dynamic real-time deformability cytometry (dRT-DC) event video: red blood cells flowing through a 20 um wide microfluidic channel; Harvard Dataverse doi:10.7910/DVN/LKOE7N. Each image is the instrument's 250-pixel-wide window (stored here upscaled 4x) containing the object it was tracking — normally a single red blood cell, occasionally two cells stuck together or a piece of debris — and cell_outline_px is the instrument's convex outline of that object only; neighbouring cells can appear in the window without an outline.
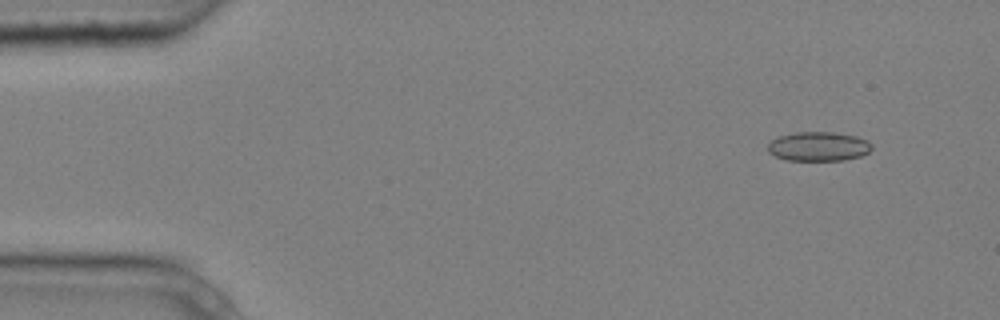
{"species": "common noctule bat (a hibernating species)", "species_latin": "Nyctalus noctula", "temperature_condition": "cold", "stored_images_in_passage": 5, "camera_frame_rate_fps": 3000, "um_per_image_px": 0.085, "animal": {"sex": "male", "body_mass_g": 20.4}, "frame": {"image": 1, "passage_image": 1, "time_ms": 0.0, "image_size_px": [1000, 320], "cell_outline_px": [[872, 148], [868, 152], [860, 156], [844, 160], [788, 160], [776, 156], [768, 152], [768, 144], [776, 136], [796, 132], [832, 132], [856, 136], [868, 140], [872, 144]], "centroid_in_image_um": [69.57, 12.44], "position_along_channel_um": 15.4, "area_um2": 17.74}}
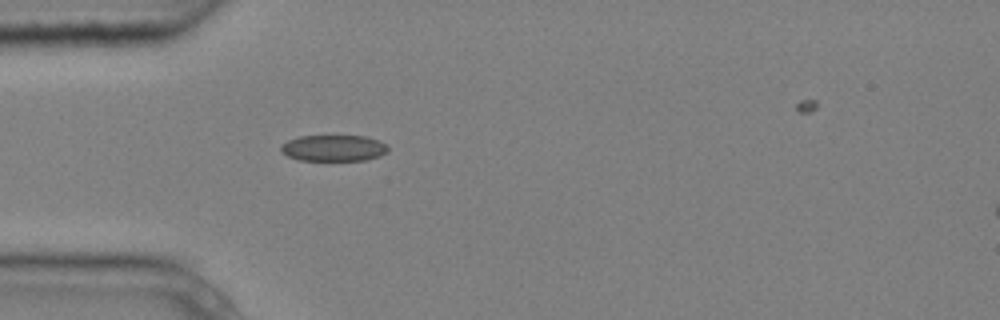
{"frame": {"image": 2, "passage_image": 4, "time_ms": 1.0, "image_size_px": [1000, 320], "cell_outline_px": [[388, 152], [380, 156], [364, 160], [300, 160], [288, 156], [280, 152], [280, 144], [288, 140], [300, 136], [364, 136], [380, 140], [388, 144]], "centroid_in_image_um": [28.37, 12.58], "position_along_channel_um": 56.6, "area_um2": 16.53}}